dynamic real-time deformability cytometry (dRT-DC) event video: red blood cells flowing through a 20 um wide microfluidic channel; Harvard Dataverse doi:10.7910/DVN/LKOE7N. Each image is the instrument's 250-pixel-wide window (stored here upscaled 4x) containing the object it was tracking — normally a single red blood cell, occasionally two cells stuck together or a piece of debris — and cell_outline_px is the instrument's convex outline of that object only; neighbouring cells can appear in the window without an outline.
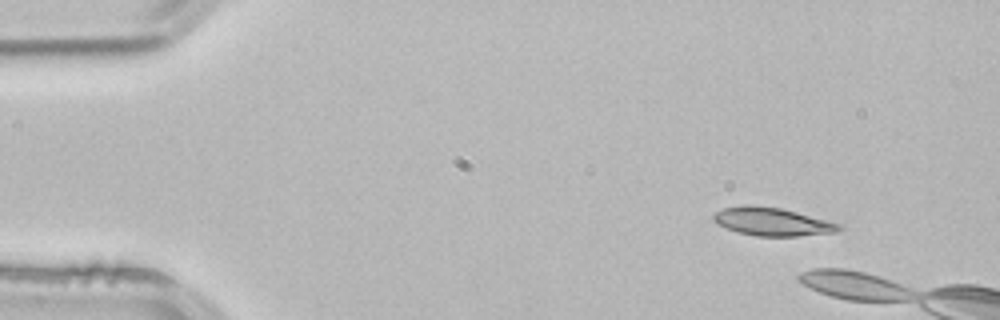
{"species": "common noctule bat (a hibernating species)", "species_latin": "Nyctalus noctula", "temperature_condition": "room temperature", "stored_images_in_passage": 3, "camera_frame_rate_fps": 3000, "um_per_image_px": 0.085, "animal": {"sex": "male", "body_mass_g": 21.5, "forearm_length_mm": 52.0}, "frame": {"image": 1, "passage_image": 1, "time_ms": 0.0, "image_size_px": [1000, 320], "cell_outline_px": [[844, 228], [836, 232], [796, 236], [756, 236], [740, 232], [728, 228], [712, 220], [712, 216], [716, 212], [724, 208], [744, 204], [752, 204], [780, 208], [828, 220], [840, 224]], "centroid_in_image_um": [65.65, 18.83], "position_along_channel_um": 19.3, "area_um2": 20.46}}